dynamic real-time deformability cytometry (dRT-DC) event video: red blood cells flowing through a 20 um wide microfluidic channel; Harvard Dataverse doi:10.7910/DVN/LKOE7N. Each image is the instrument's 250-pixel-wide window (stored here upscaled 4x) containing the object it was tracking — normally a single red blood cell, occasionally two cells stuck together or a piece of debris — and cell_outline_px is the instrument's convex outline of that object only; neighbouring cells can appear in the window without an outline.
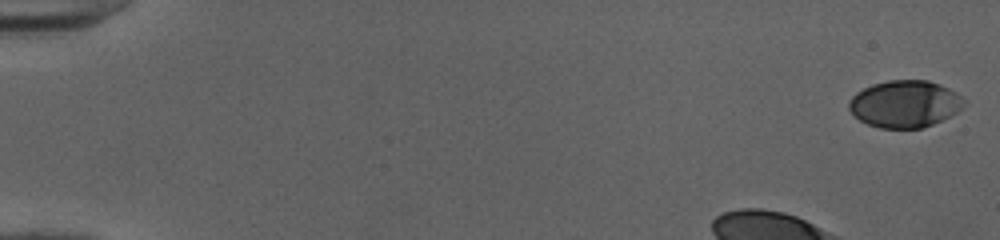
{"species": "human", "species_latin": "Homo sapiens", "temperature_condition": "cold", "stored_images_in_passage": 39, "camera_frame_rate_fps": 3000, "um_per_image_px": 0.085, "donor": {"sex": "female"}, "frame": {"image": 1, "passage_image": 1, "time_ms": 0.0, "image_size_px": [1000, 240], "cell_outline_px": [[964, 104], [956, 112], [924, 128], [880, 128], [868, 124], [860, 120], [848, 108], [848, 100], [856, 92], [872, 84], [888, 80], [928, 80], [940, 84], [956, 92], [964, 100]], "centroid_in_image_um": [76.88, 8.82], "position_along_channel_um": 8.1, "area_um2": 31.39}}
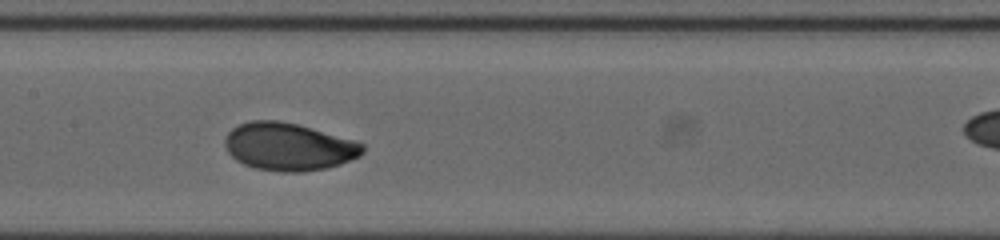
{"frame": {"image": 2, "passage_image": 23, "time_ms": 7.333, "image_size_px": [1000, 240], "cell_outline_px": [[364, 152], [360, 156], [340, 164], [328, 168], [300, 172], [280, 172], [256, 168], [244, 164], [236, 160], [228, 152], [224, 144], [224, 140], [228, 132], [232, 128], [240, 124], [252, 120], [276, 120], [296, 124], [356, 140], [364, 144]], "centroid_in_image_um": [24.55, 12.47], "position_along_channel_um": 182.9, "area_um2": 38.32}}
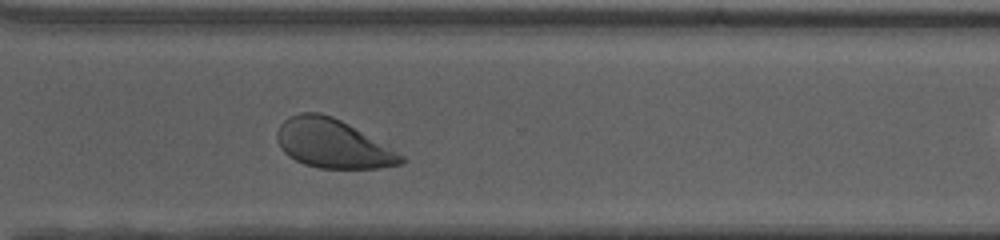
{"frame": {"image": 3, "passage_image": 35, "time_ms": 11.333, "image_size_px": [1000, 240], "cell_outline_px": [[408, 160], [404, 164], [380, 168], [320, 168], [304, 164], [288, 156], [280, 148], [276, 140], [276, 132], [280, 124], [288, 116], [300, 112], [320, 112], [332, 116], [348, 124], [404, 156]], "centroid_in_image_um": [28.24, 12.21], "position_along_channel_um": 342.4, "area_um2": 35.26}}